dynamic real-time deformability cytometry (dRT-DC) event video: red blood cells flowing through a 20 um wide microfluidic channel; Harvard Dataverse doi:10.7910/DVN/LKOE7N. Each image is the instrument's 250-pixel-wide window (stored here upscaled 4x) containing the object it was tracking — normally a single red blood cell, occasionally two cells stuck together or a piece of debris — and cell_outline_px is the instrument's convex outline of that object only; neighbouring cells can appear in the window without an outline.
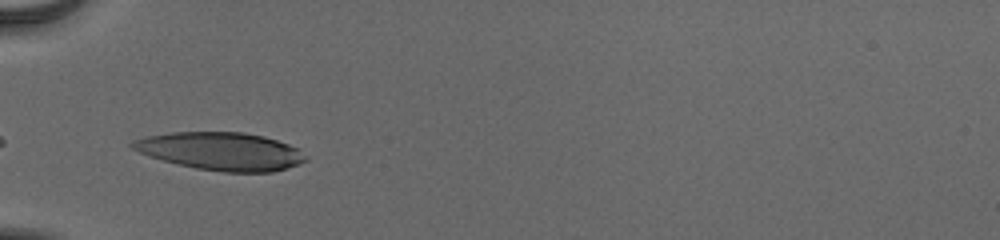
{"species": "human", "species_latin": "Homo sapiens", "temperature_condition": "cold", "stored_images_in_passage": 35, "camera_frame_rate_fps": 3000, "um_per_image_px": 0.085, "donor": {"sex": "male"}, "frame": {"image": 1, "passage_image": 1, "time_ms": 0.0, "image_size_px": [1000, 240], "cell_outline_px": [[308, 160], [300, 164], [272, 172], [224, 172], [196, 168], [176, 164], [148, 156], [132, 148], [128, 144], [132, 140], [144, 136], [172, 132], [244, 132], [264, 136], [300, 148]], "centroid_in_image_um": [18.77, 12.85], "position_along_channel_um": 66.2, "area_um2": 38.49}}
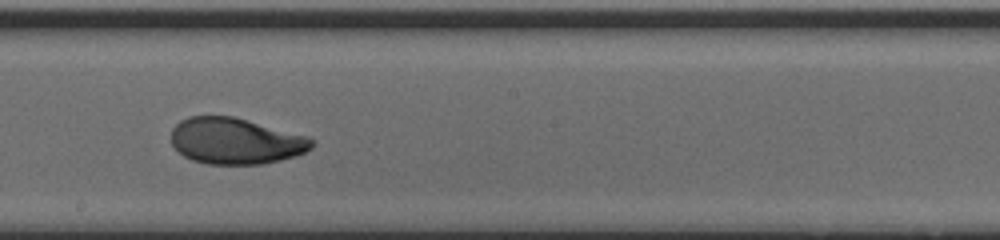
{"frame": {"image": 2, "passage_image": 14, "time_ms": 4.333, "image_size_px": [1000, 240], "cell_outline_px": [[316, 144], [312, 148], [296, 156], [280, 160], [260, 164], [208, 164], [192, 160], [184, 156], [172, 144], [172, 128], [180, 120], [188, 116], [232, 116], [308, 136]], "centroid_in_image_um": [20.03, 11.98], "position_along_channel_um": 228.2, "area_um2": 37.8}}
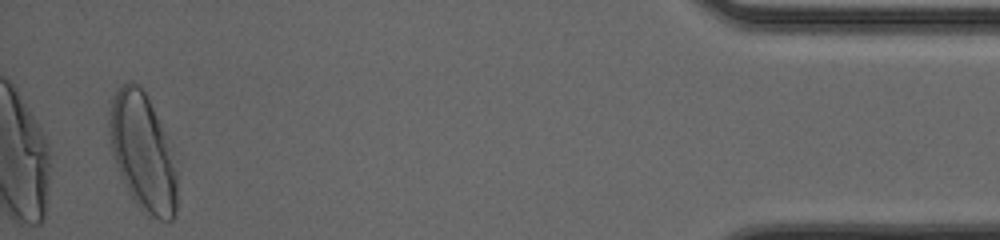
{"frame": {"image": 3, "passage_image": 34, "time_ms": 11.0, "image_size_px": [1000, 240], "cell_outline_px": [[176, 212], [172, 220], [160, 220], [148, 216], [136, 204], [124, 184], [120, 176], [112, 152], [108, 132], [108, 112], [112, 96], [116, 88], [128, 80], [132, 80], [140, 84], [168, 140], [176, 168]], "centroid_in_image_um": [12.09, 12.92], "position_along_channel_um": 423.1, "area_um2": 46.47}, "authors_computed_cell_mechanics": {"area_um2": 38.4948, "velocity_mm_per_s": 3.8865, "shape_relaxation_time_tau1_ms": 3.9692, "shape_relaxation_time_tau2_ms": 0.9172, "deformation_change_tau1": 0.199, "deformation_change_tau2": 0.0555}}